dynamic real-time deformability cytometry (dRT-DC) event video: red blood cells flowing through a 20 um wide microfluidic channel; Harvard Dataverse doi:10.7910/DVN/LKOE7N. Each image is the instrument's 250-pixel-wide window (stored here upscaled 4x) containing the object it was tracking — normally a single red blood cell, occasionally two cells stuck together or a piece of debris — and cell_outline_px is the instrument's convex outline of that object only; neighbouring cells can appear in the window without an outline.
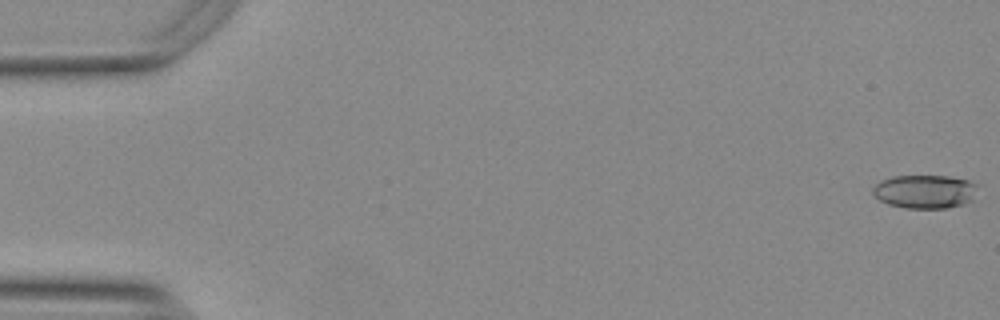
{"species": "Egyptian fruit bat (a non-hibernating species)", "species_latin": "Rousettus aegyptiacus", "temperature_condition": "warm", "stored_images_in_passage": 55, "camera_frame_rate_fps": 3000, "um_per_image_px": 0.085, "animal": {"sex": "female"}, "frame": {"image": 1, "passage_image": 1, "time_ms": 0.0, "image_size_px": [1000, 320], "cell_outline_px": [[980, 184], [972, 200], [964, 204], [948, 208], [908, 208], [888, 204], [880, 200], [872, 192], [872, 188], [880, 180], [892, 176], [948, 176], [968, 180]], "centroid_in_image_um": [78.65, 16.27], "position_along_channel_um": 6.4, "area_um2": 20.69}}
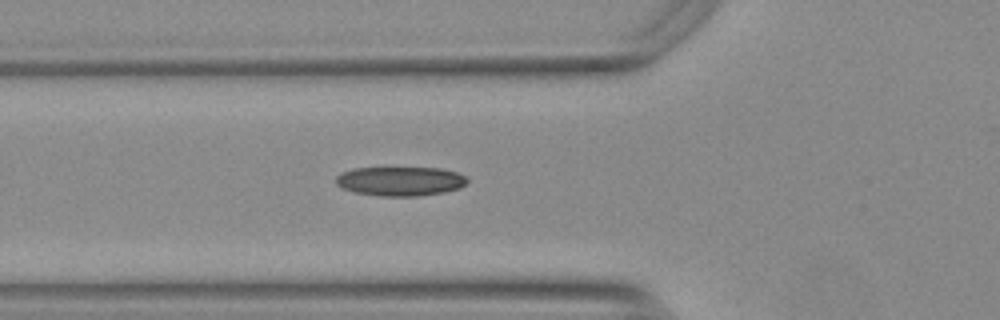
{"frame": {"image": 2, "passage_image": 20, "time_ms": 6.333, "image_size_px": [1000, 320], "cell_outline_px": [[468, 180], [460, 188], [444, 192], [416, 196], [384, 196], [356, 192], [344, 188], [336, 184], [336, 176], [340, 172], [352, 168], [384, 164], [388, 164], [440, 168], [456, 172], [464, 176]], "centroid_in_image_um": [33.97, 15.32], "position_along_channel_um": 91.8, "area_um2": 23.52}}
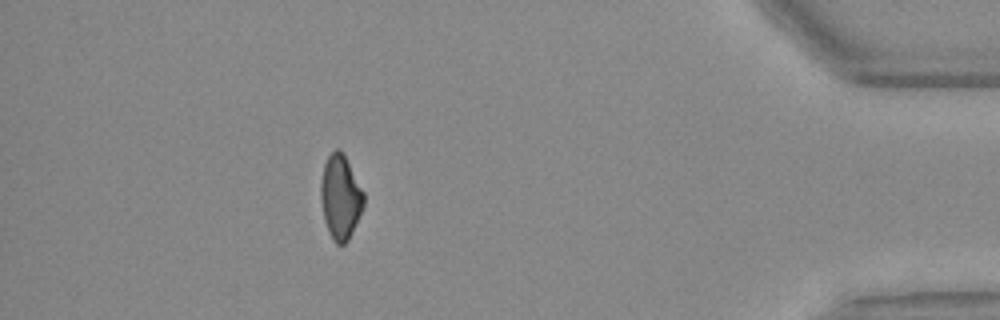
{"frame": {"image": 3, "passage_image": 49, "time_ms": 16.0, "image_size_px": [1000, 320], "cell_outline_px": [[364, 204], [348, 240], [344, 244], [336, 244], [328, 232], [324, 220], [320, 196], [320, 184], [324, 164], [328, 156], [336, 148], [344, 152], [364, 192]], "centroid_in_image_um": [28.93, 16.72], "position_along_channel_um": 406.3, "area_um2": 21.1}, "authors_computed_cell_mechanics": {"area_um2": 21.3282, "velocity_mm_per_s": 3.7725, "shape_relaxation_time_tau1_ms": 10.6125, "shape_relaxation_time_tau2_ms": 6.2367, "deformation_change_tau1": 0.2414, "deformation_change_tau2": 0.1136}}